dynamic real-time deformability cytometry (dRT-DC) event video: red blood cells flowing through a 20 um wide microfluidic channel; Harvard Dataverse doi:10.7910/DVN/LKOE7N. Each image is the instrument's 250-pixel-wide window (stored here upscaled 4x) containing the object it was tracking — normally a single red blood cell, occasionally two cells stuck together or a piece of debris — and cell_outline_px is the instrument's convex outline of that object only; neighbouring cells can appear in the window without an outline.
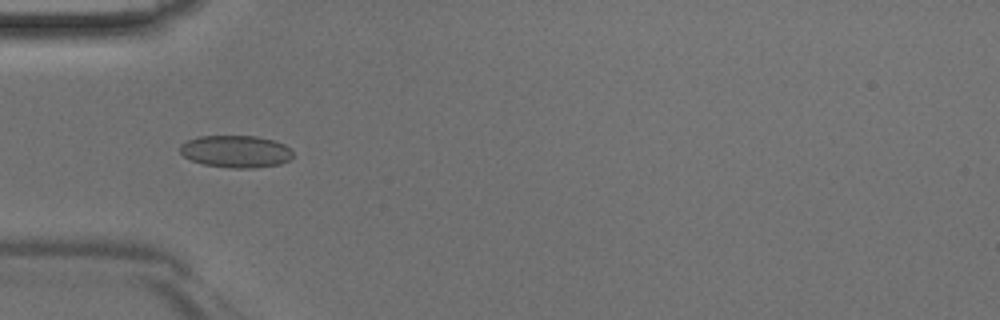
{"species": "Egyptian fruit bat (a non-hibernating species)", "species_latin": "Rousettus aegyptiacus", "temperature_condition": "room temperature", "stored_images_in_passage": 33, "camera_frame_rate_fps": 3000, "um_per_image_px": 0.085, "animal": {"sex": "male"}, "frame": {"image": 1, "passage_image": 2, "time_ms": 0.333, "image_size_px": [1000, 320], "cell_outline_px": [[292, 156], [288, 160], [280, 164], [252, 168], [232, 168], [204, 164], [192, 160], [184, 156], [180, 152], [180, 144], [188, 140], [200, 136], [256, 136], [272, 140], [284, 144], [292, 152]], "centroid_in_image_um": [20.03, 12.87], "position_along_channel_um": 65.0, "area_um2": 20.98}}
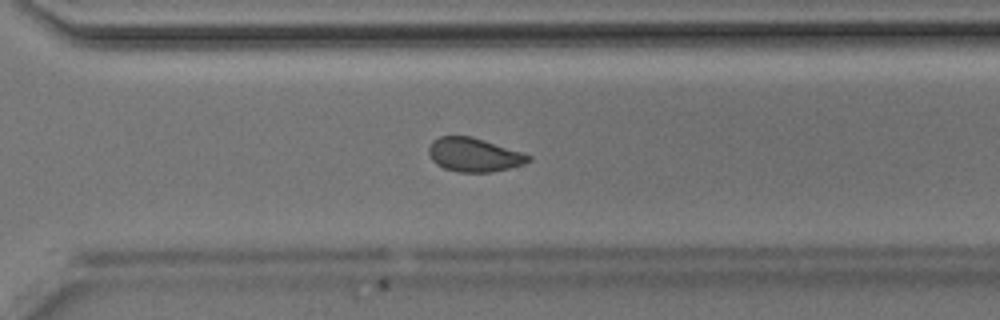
{"frame": {"image": 2, "passage_image": 20, "time_ms": 6.333, "image_size_px": [1000, 320], "cell_outline_px": [[532, 160], [524, 164], [508, 168], [488, 172], [460, 172], [444, 168], [436, 164], [432, 160], [428, 152], [428, 148], [432, 140], [440, 136], [472, 136], [532, 156]], "centroid_in_image_um": [40.26, 13.15], "position_along_channel_um": 330.3, "area_um2": 19.48}}
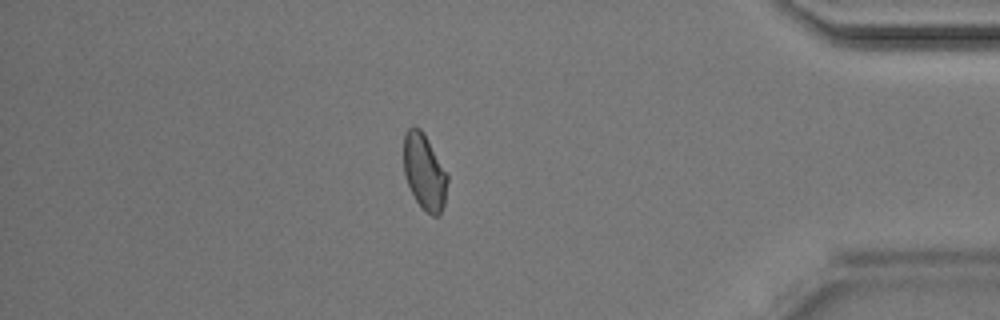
{"frame": {"image": 3, "passage_image": 27, "time_ms": 8.667, "image_size_px": [1000, 320], "cell_outline_px": [[448, 180], [444, 204], [440, 216], [432, 216], [416, 200], [408, 184], [404, 172], [404, 136], [408, 128], [412, 124], [420, 128], [424, 132], [448, 172]], "centroid_in_image_um": [36.1, 14.56], "position_along_channel_um": 399.1, "area_um2": 19.54}}